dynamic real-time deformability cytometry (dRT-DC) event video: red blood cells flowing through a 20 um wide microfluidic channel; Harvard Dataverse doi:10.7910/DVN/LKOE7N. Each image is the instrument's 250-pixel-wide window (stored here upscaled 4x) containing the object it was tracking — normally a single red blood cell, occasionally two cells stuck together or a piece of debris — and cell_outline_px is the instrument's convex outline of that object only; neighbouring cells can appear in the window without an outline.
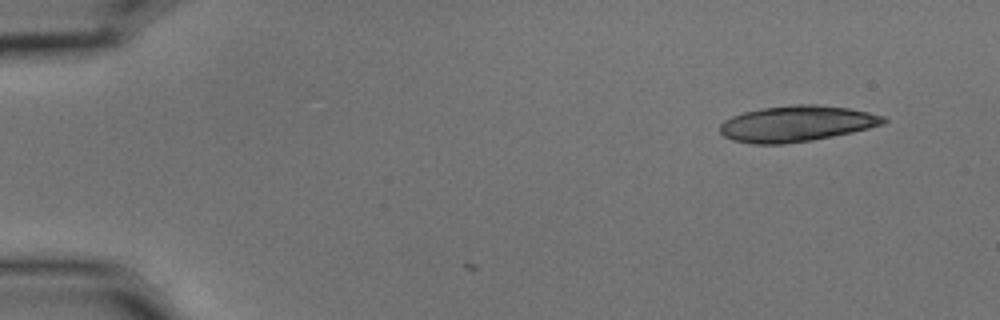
{"species": "common noctule bat (a hibernating species)", "species_latin": "Nyctalus noctula", "temperature_condition": "cold", "stored_images_in_passage": 2, "camera_frame_rate_fps": 3000, "um_per_image_px": 0.085, "animal": {"sex": "male", "body_mass_g": 15.6}, "frame": {"image": 1, "passage_image": 2, "time_ms": 0.333, "image_size_px": [1000, 320], "cell_outline_px": [[888, 120], [884, 124], [852, 132], [812, 140], [784, 144], [752, 144], [732, 140], [724, 136], [720, 132], [720, 124], [724, 120], [732, 116], [744, 112], [764, 108], [796, 104], [816, 104], [848, 108], [868, 112], [884, 116]], "centroid_in_image_um": [67.7, 10.51], "position_along_channel_um": 17.3, "area_um2": 34.16}}